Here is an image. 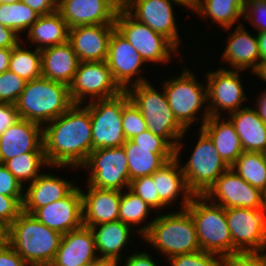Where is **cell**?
I'll list each match as a JSON object with an SVG mask.
<instances>
[{"mask_svg": "<svg viewBox=\"0 0 266 266\" xmlns=\"http://www.w3.org/2000/svg\"><path fill=\"white\" fill-rule=\"evenodd\" d=\"M43 147L50 167H81L92 152L89 109L83 104H73L65 113L46 123Z\"/></svg>", "mask_w": 266, "mask_h": 266, "instance_id": "1", "label": "cell"}, {"mask_svg": "<svg viewBox=\"0 0 266 266\" xmlns=\"http://www.w3.org/2000/svg\"><path fill=\"white\" fill-rule=\"evenodd\" d=\"M134 231L154 249L166 255V259L201 250L195 223L186 209H177L167 214L158 213L147 225Z\"/></svg>", "mask_w": 266, "mask_h": 266, "instance_id": "2", "label": "cell"}, {"mask_svg": "<svg viewBox=\"0 0 266 266\" xmlns=\"http://www.w3.org/2000/svg\"><path fill=\"white\" fill-rule=\"evenodd\" d=\"M61 240V233L24 211L8 227L7 243L28 266H50Z\"/></svg>", "mask_w": 266, "mask_h": 266, "instance_id": "3", "label": "cell"}, {"mask_svg": "<svg viewBox=\"0 0 266 266\" xmlns=\"http://www.w3.org/2000/svg\"><path fill=\"white\" fill-rule=\"evenodd\" d=\"M126 92L141 111L148 130L154 135L163 137L175 149V157L180 158L184 146L181 140L187 130L175 118L164 90L157 91L148 81L133 85Z\"/></svg>", "mask_w": 266, "mask_h": 266, "instance_id": "4", "label": "cell"}, {"mask_svg": "<svg viewBox=\"0 0 266 266\" xmlns=\"http://www.w3.org/2000/svg\"><path fill=\"white\" fill-rule=\"evenodd\" d=\"M73 104L67 84L41 77L27 81L15 105L19 118L44 126Z\"/></svg>", "mask_w": 266, "mask_h": 266, "instance_id": "5", "label": "cell"}, {"mask_svg": "<svg viewBox=\"0 0 266 266\" xmlns=\"http://www.w3.org/2000/svg\"><path fill=\"white\" fill-rule=\"evenodd\" d=\"M185 209L195 223L202 251L222 257L233 255V241L224 207L211 202L204 195H193Z\"/></svg>", "mask_w": 266, "mask_h": 266, "instance_id": "6", "label": "cell"}, {"mask_svg": "<svg viewBox=\"0 0 266 266\" xmlns=\"http://www.w3.org/2000/svg\"><path fill=\"white\" fill-rule=\"evenodd\" d=\"M193 71L183 67L179 77L164 80L162 88L165 92L169 107L177 121L188 130L194 121L201 117V125L210 117L208 109L207 85L198 82ZM203 107H205L203 109ZM203 109V110H201ZM198 116V117H197Z\"/></svg>", "mask_w": 266, "mask_h": 266, "instance_id": "7", "label": "cell"}, {"mask_svg": "<svg viewBox=\"0 0 266 266\" xmlns=\"http://www.w3.org/2000/svg\"><path fill=\"white\" fill-rule=\"evenodd\" d=\"M129 100L128 93L122 91L111 98L84 103L91 117L92 151L124 145L126 139L122 128V110Z\"/></svg>", "mask_w": 266, "mask_h": 266, "instance_id": "8", "label": "cell"}, {"mask_svg": "<svg viewBox=\"0 0 266 266\" xmlns=\"http://www.w3.org/2000/svg\"><path fill=\"white\" fill-rule=\"evenodd\" d=\"M189 160L182 165L188 189L193 195H204L230 167L220 157L210 137L202 130Z\"/></svg>", "mask_w": 266, "mask_h": 266, "instance_id": "9", "label": "cell"}, {"mask_svg": "<svg viewBox=\"0 0 266 266\" xmlns=\"http://www.w3.org/2000/svg\"><path fill=\"white\" fill-rule=\"evenodd\" d=\"M115 25L146 63H168L177 54L178 48L169 39L137 21L123 7L116 13Z\"/></svg>", "mask_w": 266, "mask_h": 266, "instance_id": "10", "label": "cell"}, {"mask_svg": "<svg viewBox=\"0 0 266 266\" xmlns=\"http://www.w3.org/2000/svg\"><path fill=\"white\" fill-rule=\"evenodd\" d=\"M80 168L91 172L87 182L92 187L124 191L130 186L128 160L123 146L93 150Z\"/></svg>", "mask_w": 266, "mask_h": 266, "instance_id": "11", "label": "cell"}, {"mask_svg": "<svg viewBox=\"0 0 266 266\" xmlns=\"http://www.w3.org/2000/svg\"><path fill=\"white\" fill-rule=\"evenodd\" d=\"M233 255L266 252V209L227 208Z\"/></svg>", "mask_w": 266, "mask_h": 266, "instance_id": "12", "label": "cell"}, {"mask_svg": "<svg viewBox=\"0 0 266 266\" xmlns=\"http://www.w3.org/2000/svg\"><path fill=\"white\" fill-rule=\"evenodd\" d=\"M74 104L119 95L123 90L114 81L106 61L80 62L74 79L69 85Z\"/></svg>", "mask_w": 266, "mask_h": 266, "instance_id": "13", "label": "cell"}, {"mask_svg": "<svg viewBox=\"0 0 266 266\" xmlns=\"http://www.w3.org/2000/svg\"><path fill=\"white\" fill-rule=\"evenodd\" d=\"M241 70L219 68L208 71L206 76L208 109L211 116H221V112L228 115L244 108L241 104L248 99L244 93Z\"/></svg>", "mask_w": 266, "mask_h": 266, "instance_id": "14", "label": "cell"}, {"mask_svg": "<svg viewBox=\"0 0 266 266\" xmlns=\"http://www.w3.org/2000/svg\"><path fill=\"white\" fill-rule=\"evenodd\" d=\"M204 196L225 209H265L263 192L247 183L230 168L220 175Z\"/></svg>", "mask_w": 266, "mask_h": 266, "instance_id": "15", "label": "cell"}, {"mask_svg": "<svg viewBox=\"0 0 266 266\" xmlns=\"http://www.w3.org/2000/svg\"><path fill=\"white\" fill-rule=\"evenodd\" d=\"M106 62L114 81L123 91L133 85L148 82V79L139 74L143 71L141 67L145 61L116 28L111 34ZM133 76L136 77L134 80Z\"/></svg>", "mask_w": 266, "mask_h": 266, "instance_id": "16", "label": "cell"}, {"mask_svg": "<svg viewBox=\"0 0 266 266\" xmlns=\"http://www.w3.org/2000/svg\"><path fill=\"white\" fill-rule=\"evenodd\" d=\"M174 0H128L122 7L137 21L169 39L177 48L181 43L173 12Z\"/></svg>", "mask_w": 266, "mask_h": 266, "instance_id": "17", "label": "cell"}, {"mask_svg": "<svg viewBox=\"0 0 266 266\" xmlns=\"http://www.w3.org/2000/svg\"><path fill=\"white\" fill-rule=\"evenodd\" d=\"M121 6L115 0H58L57 11L68 28L95 24H115Z\"/></svg>", "mask_w": 266, "mask_h": 266, "instance_id": "18", "label": "cell"}, {"mask_svg": "<svg viewBox=\"0 0 266 266\" xmlns=\"http://www.w3.org/2000/svg\"><path fill=\"white\" fill-rule=\"evenodd\" d=\"M32 215L62 235L81 227L83 225L81 188L76 186L66 197L38 208Z\"/></svg>", "mask_w": 266, "mask_h": 266, "instance_id": "19", "label": "cell"}, {"mask_svg": "<svg viewBox=\"0 0 266 266\" xmlns=\"http://www.w3.org/2000/svg\"><path fill=\"white\" fill-rule=\"evenodd\" d=\"M44 151L43 126L19 118L0 135V163L26 152Z\"/></svg>", "mask_w": 266, "mask_h": 266, "instance_id": "20", "label": "cell"}, {"mask_svg": "<svg viewBox=\"0 0 266 266\" xmlns=\"http://www.w3.org/2000/svg\"><path fill=\"white\" fill-rule=\"evenodd\" d=\"M115 24H95L69 29L68 41L80 62L106 61Z\"/></svg>", "mask_w": 266, "mask_h": 266, "instance_id": "21", "label": "cell"}, {"mask_svg": "<svg viewBox=\"0 0 266 266\" xmlns=\"http://www.w3.org/2000/svg\"><path fill=\"white\" fill-rule=\"evenodd\" d=\"M99 260L95 237L90 227H81L62 235L50 266H89Z\"/></svg>", "mask_w": 266, "mask_h": 266, "instance_id": "22", "label": "cell"}, {"mask_svg": "<svg viewBox=\"0 0 266 266\" xmlns=\"http://www.w3.org/2000/svg\"><path fill=\"white\" fill-rule=\"evenodd\" d=\"M81 190L82 220L87 227L119 220L121 191L92 187ZM86 192V193H85Z\"/></svg>", "mask_w": 266, "mask_h": 266, "instance_id": "23", "label": "cell"}, {"mask_svg": "<svg viewBox=\"0 0 266 266\" xmlns=\"http://www.w3.org/2000/svg\"><path fill=\"white\" fill-rule=\"evenodd\" d=\"M238 24L234 32L229 34L221 61L230 64L231 70L251 69L253 73L261 62L258 39L257 36L250 35L242 23Z\"/></svg>", "mask_w": 266, "mask_h": 266, "instance_id": "24", "label": "cell"}, {"mask_svg": "<svg viewBox=\"0 0 266 266\" xmlns=\"http://www.w3.org/2000/svg\"><path fill=\"white\" fill-rule=\"evenodd\" d=\"M76 186L70 180L42 173L24 190L23 211L33 214L38 208L66 197Z\"/></svg>", "mask_w": 266, "mask_h": 266, "instance_id": "25", "label": "cell"}, {"mask_svg": "<svg viewBox=\"0 0 266 266\" xmlns=\"http://www.w3.org/2000/svg\"><path fill=\"white\" fill-rule=\"evenodd\" d=\"M41 64L42 77L69 86L74 79L80 60L72 44L67 41L41 50Z\"/></svg>", "mask_w": 266, "mask_h": 266, "instance_id": "26", "label": "cell"}, {"mask_svg": "<svg viewBox=\"0 0 266 266\" xmlns=\"http://www.w3.org/2000/svg\"><path fill=\"white\" fill-rule=\"evenodd\" d=\"M180 162L182 161H180L179 158L174 157L151 176L153 177L156 190L159 194V199L166 207L182 195L183 202H181L180 205H182L181 210H184L190 203L193 194L188 189Z\"/></svg>", "mask_w": 266, "mask_h": 266, "instance_id": "27", "label": "cell"}, {"mask_svg": "<svg viewBox=\"0 0 266 266\" xmlns=\"http://www.w3.org/2000/svg\"><path fill=\"white\" fill-rule=\"evenodd\" d=\"M123 147L128 160L130 181L138 177L152 175L175 157L174 148L138 146L131 140H126Z\"/></svg>", "mask_w": 266, "mask_h": 266, "instance_id": "28", "label": "cell"}, {"mask_svg": "<svg viewBox=\"0 0 266 266\" xmlns=\"http://www.w3.org/2000/svg\"><path fill=\"white\" fill-rule=\"evenodd\" d=\"M90 228L95 237V248L99 259L122 262L121 251L129 243L134 229L120 220L97 224Z\"/></svg>", "mask_w": 266, "mask_h": 266, "instance_id": "29", "label": "cell"}, {"mask_svg": "<svg viewBox=\"0 0 266 266\" xmlns=\"http://www.w3.org/2000/svg\"><path fill=\"white\" fill-rule=\"evenodd\" d=\"M222 116H211L200 126L213 141L220 157L230 167L242 154V144L234 124Z\"/></svg>", "mask_w": 266, "mask_h": 266, "instance_id": "30", "label": "cell"}, {"mask_svg": "<svg viewBox=\"0 0 266 266\" xmlns=\"http://www.w3.org/2000/svg\"><path fill=\"white\" fill-rule=\"evenodd\" d=\"M228 116L240 137L243 151L263 152L266 149V124L254 108L244 106Z\"/></svg>", "mask_w": 266, "mask_h": 266, "instance_id": "31", "label": "cell"}, {"mask_svg": "<svg viewBox=\"0 0 266 266\" xmlns=\"http://www.w3.org/2000/svg\"><path fill=\"white\" fill-rule=\"evenodd\" d=\"M69 28L58 11L41 15L28 29V41L38 50L60 45L68 41Z\"/></svg>", "mask_w": 266, "mask_h": 266, "instance_id": "32", "label": "cell"}, {"mask_svg": "<svg viewBox=\"0 0 266 266\" xmlns=\"http://www.w3.org/2000/svg\"><path fill=\"white\" fill-rule=\"evenodd\" d=\"M244 5V0H196L193 12L229 30L242 17Z\"/></svg>", "mask_w": 266, "mask_h": 266, "instance_id": "33", "label": "cell"}, {"mask_svg": "<svg viewBox=\"0 0 266 266\" xmlns=\"http://www.w3.org/2000/svg\"><path fill=\"white\" fill-rule=\"evenodd\" d=\"M230 169L253 187L266 190V165L261 152L243 151Z\"/></svg>", "mask_w": 266, "mask_h": 266, "instance_id": "34", "label": "cell"}, {"mask_svg": "<svg viewBox=\"0 0 266 266\" xmlns=\"http://www.w3.org/2000/svg\"><path fill=\"white\" fill-rule=\"evenodd\" d=\"M20 42L12 48L8 70L12 71L26 81L42 77L41 50L25 49Z\"/></svg>", "mask_w": 266, "mask_h": 266, "instance_id": "35", "label": "cell"}, {"mask_svg": "<svg viewBox=\"0 0 266 266\" xmlns=\"http://www.w3.org/2000/svg\"><path fill=\"white\" fill-rule=\"evenodd\" d=\"M4 165L21 183L25 184L26 181L30 184L43 172L40 167L48 166L49 163L46 159L44 151L26 152L15 158L7 160ZM40 172V174H39ZM25 182V183H24Z\"/></svg>", "mask_w": 266, "mask_h": 266, "instance_id": "36", "label": "cell"}, {"mask_svg": "<svg viewBox=\"0 0 266 266\" xmlns=\"http://www.w3.org/2000/svg\"><path fill=\"white\" fill-rule=\"evenodd\" d=\"M39 16L21 0L11 4H0V24L13 29L19 36L29 29Z\"/></svg>", "mask_w": 266, "mask_h": 266, "instance_id": "37", "label": "cell"}, {"mask_svg": "<svg viewBox=\"0 0 266 266\" xmlns=\"http://www.w3.org/2000/svg\"><path fill=\"white\" fill-rule=\"evenodd\" d=\"M126 190L128 192L121 191L119 220L131 227L141 223L144 225L152 208L129 188Z\"/></svg>", "mask_w": 266, "mask_h": 266, "instance_id": "38", "label": "cell"}, {"mask_svg": "<svg viewBox=\"0 0 266 266\" xmlns=\"http://www.w3.org/2000/svg\"><path fill=\"white\" fill-rule=\"evenodd\" d=\"M129 189L145 201L154 211L159 213L160 209L165 208V204L159 199L153 177L142 176L131 180Z\"/></svg>", "mask_w": 266, "mask_h": 266, "instance_id": "39", "label": "cell"}, {"mask_svg": "<svg viewBox=\"0 0 266 266\" xmlns=\"http://www.w3.org/2000/svg\"><path fill=\"white\" fill-rule=\"evenodd\" d=\"M27 81L10 70L0 74V103L15 105Z\"/></svg>", "mask_w": 266, "mask_h": 266, "instance_id": "40", "label": "cell"}, {"mask_svg": "<svg viewBox=\"0 0 266 266\" xmlns=\"http://www.w3.org/2000/svg\"><path fill=\"white\" fill-rule=\"evenodd\" d=\"M122 128L126 140H131L148 129L141 111L129 100L122 110Z\"/></svg>", "mask_w": 266, "mask_h": 266, "instance_id": "41", "label": "cell"}, {"mask_svg": "<svg viewBox=\"0 0 266 266\" xmlns=\"http://www.w3.org/2000/svg\"><path fill=\"white\" fill-rule=\"evenodd\" d=\"M222 256L205 251L192 252L173 256L169 261L170 266H222Z\"/></svg>", "mask_w": 266, "mask_h": 266, "instance_id": "42", "label": "cell"}, {"mask_svg": "<svg viewBox=\"0 0 266 266\" xmlns=\"http://www.w3.org/2000/svg\"><path fill=\"white\" fill-rule=\"evenodd\" d=\"M24 198L0 194V221L9 227L23 211Z\"/></svg>", "mask_w": 266, "mask_h": 266, "instance_id": "43", "label": "cell"}, {"mask_svg": "<svg viewBox=\"0 0 266 266\" xmlns=\"http://www.w3.org/2000/svg\"><path fill=\"white\" fill-rule=\"evenodd\" d=\"M242 17L255 27L257 33L266 32V2L245 3Z\"/></svg>", "mask_w": 266, "mask_h": 266, "instance_id": "44", "label": "cell"}, {"mask_svg": "<svg viewBox=\"0 0 266 266\" xmlns=\"http://www.w3.org/2000/svg\"><path fill=\"white\" fill-rule=\"evenodd\" d=\"M25 185L15 178V176L0 163V194L14 198H24Z\"/></svg>", "mask_w": 266, "mask_h": 266, "instance_id": "45", "label": "cell"}, {"mask_svg": "<svg viewBox=\"0 0 266 266\" xmlns=\"http://www.w3.org/2000/svg\"><path fill=\"white\" fill-rule=\"evenodd\" d=\"M222 266H266V252L226 256L223 258Z\"/></svg>", "mask_w": 266, "mask_h": 266, "instance_id": "46", "label": "cell"}, {"mask_svg": "<svg viewBox=\"0 0 266 266\" xmlns=\"http://www.w3.org/2000/svg\"><path fill=\"white\" fill-rule=\"evenodd\" d=\"M138 146L154 148H173L163 137L154 135L148 129L131 139Z\"/></svg>", "mask_w": 266, "mask_h": 266, "instance_id": "47", "label": "cell"}, {"mask_svg": "<svg viewBox=\"0 0 266 266\" xmlns=\"http://www.w3.org/2000/svg\"><path fill=\"white\" fill-rule=\"evenodd\" d=\"M0 266H28L24 259L8 244L0 247Z\"/></svg>", "mask_w": 266, "mask_h": 266, "instance_id": "48", "label": "cell"}, {"mask_svg": "<svg viewBox=\"0 0 266 266\" xmlns=\"http://www.w3.org/2000/svg\"><path fill=\"white\" fill-rule=\"evenodd\" d=\"M18 119L16 105L0 103V135Z\"/></svg>", "mask_w": 266, "mask_h": 266, "instance_id": "49", "label": "cell"}, {"mask_svg": "<svg viewBox=\"0 0 266 266\" xmlns=\"http://www.w3.org/2000/svg\"><path fill=\"white\" fill-rule=\"evenodd\" d=\"M40 16L54 13L57 11V0H21Z\"/></svg>", "mask_w": 266, "mask_h": 266, "instance_id": "50", "label": "cell"}, {"mask_svg": "<svg viewBox=\"0 0 266 266\" xmlns=\"http://www.w3.org/2000/svg\"><path fill=\"white\" fill-rule=\"evenodd\" d=\"M127 258V259H126ZM125 258L124 266H158L157 262L153 260V257L146 251L133 252L130 256Z\"/></svg>", "mask_w": 266, "mask_h": 266, "instance_id": "51", "label": "cell"}, {"mask_svg": "<svg viewBox=\"0 0 266 266\" xmlns=\"http://www.w3.org/2000/svg\"><path fill=\"white\" fill-rule=\"evenodd\" d=\"M21 37L11 28L0 24V48H13L20 42Z\"/></svg>", "mask_w": 266, "mask_h": 266, "instance_id": "52", "label": "cell"}, {"mask_svg": "<svg viewBox=\"0 0 266 266\" xmlns=\"http://www.w3.org/2000/svg\"><path fill=\"white\" fill-rule=\"evenodd\" d=\"M257 99L256 112L260 119L266 124V90H264Z\"/></svg>", "mask_w": 266, "mask_h": 266, "instance_id": "53", "label": "cell"}, {"mask_svg": "<svg viewBox=\"0 0 266 266\" xmlns=\"http://www.w3.org/2000/svg\"><path fill=\"white\" fill-rule=\"evenodd\" d=\"M12 48H0V74L8 70Z\"/></svg>", "mask_w": 266, "mask_h": 266, "instance_id": "54", "label": "cell"}, {"mask_svg": "<svg viewBox=\"0 0 266 266\" xmlns=\"http://www.w3.org/2000/svg\"><path fill=\"white\" fill-rule=\"evenodd\" d=\"M259 45L260 59L266 61V32L256 33Z\"/></svg>", "mask_w": 266, "mask_h": 266, "instance_id": "55", "label": "cell"}, {"mask_svg": "<svg viewBox=\"0 0 266 266\" xmlns=\"http://www.w3.org/2000/svg\"><path fill=\"white\" fill-rule=\"evenodd\" d=\"M256 74V77L259 76L258 79H262L266 82V61H261L257 67V69L253 72V75Z\"/></svg>", "mask_w": 266, "mask_h": 266, "instance_id": "56", "label": "cell"}, {"mask_svg": "<svg viewBox=\"0 0 266 266\" xmlns=\"http://www.w3.org/2000/svg\"><path fill=\"white\" fill-rule=\"evenodd\" d=\"M8 227L0 221V247L7 243Z\"/></svg>", "mask_w": 266, "mask_h": 266, "instance_id": "57", "label": "cell"}, {"mask_svg": "<svg viewBox=\"0 0 266 266\" xmlns=\"http://www.w3.org/2000/svg\"><path fill=\"white\" fill-rule=\"evenodd\" d=\"M119 262L113 260L99 259L98 261L90 264L89 266H119Z\"/></svg>", "mask_w": 266, "mask_h": 266, "instance_id": "58", "label": "cell"}, {"mask_svg": "<svg viewBox=\"0 0 266 266\" xmlns=\"http://www.w3.org/2000/svg\"><path fill=\"white\" fill-rule=\"evenodd\" d=\"M174 1L178 2L180 6H184V8L187 7L186 9H190L191 11H193L196 0H174Z\"/></svg>", "mask_w": 266, "mask_h": 266, "instance_id": "59", "label": "cell"}, {"mask_svg": "<svg viewBox=\"0 0 266 266\" xmlns=\"http://www.w3.org/2000/svg\"><path fill=\"white\" fill-rule=\"evenodd\" d=\"M18 0H0L1 4H11V3H14Z\"/></svg>", "mask_w": 266, "mask_h": 266, "instance_id": "60", "label": "cell"}, {"mask_svg": "<svg viewBox=\"0 0 266 266\" xmlns=\"http://www.w3.org/2000/svg\"><path fill=\"white\" fill-rule=\"evenodd\" d=\"M121 7L128 1V0H115Z\"/></svg>", "mask_w": 266, "mask_h": 266, "instance_id": "61", "label": "cell"}, {"mask_svg": "<svg viewBox=\"0 0 266 266\" xmlns=\"http://www.w3.org/2000/svg\"><path fill=\"white\" fill-rule=\"evenodd\" d=\"M254 1L266 2V0H244L245 3H250V2H254Z\"/></svg>", "mask_w": 266, "mask_h": 266, "instance_id": "62", "label": "cell"}, {"mask_svg": "<svg viewBox=\"0 0 266 266\" xmlns=\"http://www.w3.org/2000/svg\"><path fill=\"white\" fill-rule=\"evenodd\" d=\"M261 153H262L265 165H266V149L263 152H261Z\"/></svg>", "mask_w": 266, "mask_h": 266, "instance_id": "63", "label": "cell"}, {"mask_svg": "<svg viewBox=\"0 0 266 266\" xmlns=\"http://www.w3.org/2000/svg\"><path fill=\"white\" fill-rule=\"evenodd\" d=\"M264 194V205H265V209H266V190L263 192Z\"/></svg>", "mask_w": 266, "mask_h": 266, "instance_id": "64", "label": "cell"}]
</instances>
